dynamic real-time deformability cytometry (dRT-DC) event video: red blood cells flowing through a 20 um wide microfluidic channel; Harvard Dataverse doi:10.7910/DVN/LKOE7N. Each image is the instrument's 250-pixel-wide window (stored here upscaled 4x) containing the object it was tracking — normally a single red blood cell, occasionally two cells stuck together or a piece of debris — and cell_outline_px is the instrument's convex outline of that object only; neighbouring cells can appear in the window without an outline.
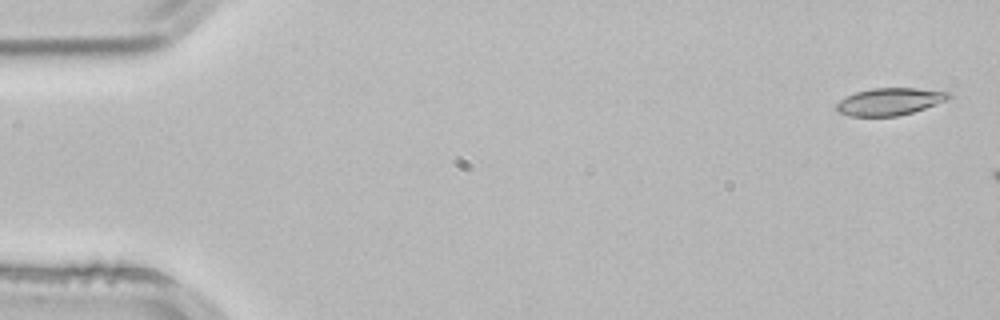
{"species": "common noctule bat (a hibernating species)", "species_latin": "Nyctalus noctula", "temperature_condition": "room temperature", "stored_images_in_passage": 4, "camera_frame_rate_fps": 3000, "um_per_image_px": 0.085, "animal": {"sex": "male", "body_mass_g": 21.5, "forearm_length_mm": 52.0}, "frame": {"image": 1, "passage_image": 1, "time_ms": 0.0, "image_size_px": [1000, 320], "cell_outline_px": [[952, 96], [948, 100], [912, 112], [896, 116], [848, 116], [840, 112], [836, 108], [836, 104], [840, 100], [856, 92], [872, 88], [916, 88], [948, 92]], "centroid_in_image_um": [75.63, 8.63], "position_along_channel_um": 9.4, "area_um2": 17.63}}